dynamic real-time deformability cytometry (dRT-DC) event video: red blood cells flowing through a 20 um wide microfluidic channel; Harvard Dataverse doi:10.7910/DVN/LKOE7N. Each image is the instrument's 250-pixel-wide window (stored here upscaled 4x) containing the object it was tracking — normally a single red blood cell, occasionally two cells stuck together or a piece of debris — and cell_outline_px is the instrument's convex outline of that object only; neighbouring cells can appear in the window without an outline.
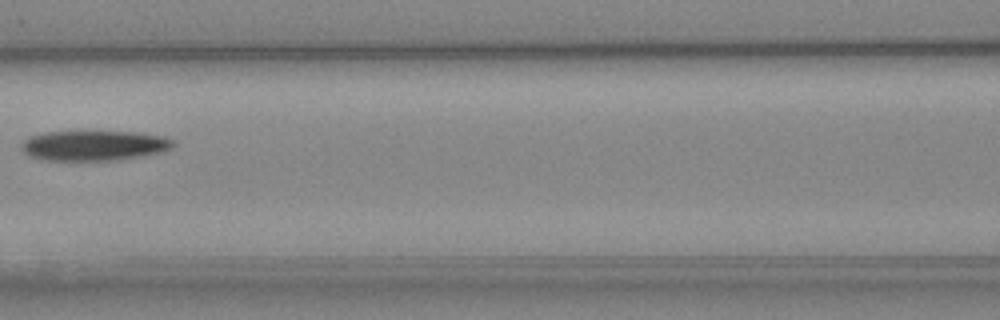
{"species": "Egyptian fruit bat (a non-hibernating species)", "species_latin": "Rousettus aegyptiacus", "temperature_condition": "cold", "stored_images_in_passage": 7, "camera_frame_rate_fps": 3000, "um_per_image_px": 0.085, "animal": {"sex": "female"}, "frame": {"image": 1, "passage_image": 6, "time_ms": 6.667, "image_size_px": [1000, 320], "cell_outline_px": [[176, 144], [172, 148], [160, 152], [140, 156], [116, 160], [40, 160], [28, 156], [20, 148], [20, 144], [28, 136], [44, 132], [140, 132], [164, 136], [172, 140]], "centroid_in_image_um": [7.95, 12.37], "position_along_channel_um": 158.6, "area_um2": 26.76}}
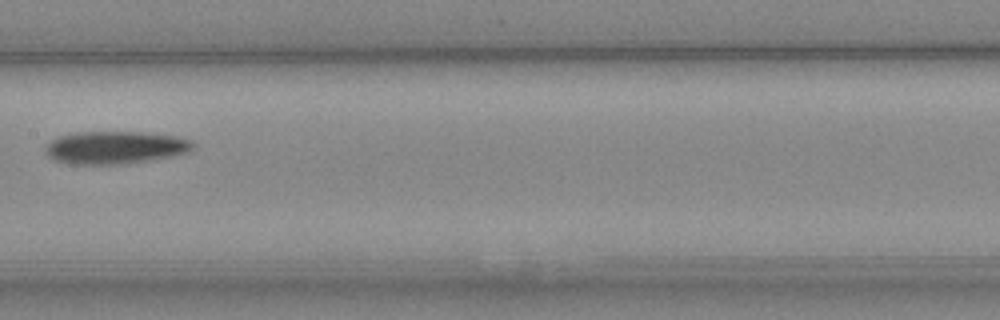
{"frame": {"image": 2, "passage_image": 7, "time_ms": 7.667, "image_size_px": [1000, 320], "cell_outline_px": [[196, 148], [188, 152], [172, 156], [152, 160], [128, 164], [72, 164], [56, 160], [48, 156], [44, 152], [44, 148], [56, 136], [80, 132], [140, 132], [176, 136], [192, 140], [196, 144]], "centroid_in_image_um": [9.83, 12.54], "position_along_channel_um": 197.6, "area_um2": 28.38}}